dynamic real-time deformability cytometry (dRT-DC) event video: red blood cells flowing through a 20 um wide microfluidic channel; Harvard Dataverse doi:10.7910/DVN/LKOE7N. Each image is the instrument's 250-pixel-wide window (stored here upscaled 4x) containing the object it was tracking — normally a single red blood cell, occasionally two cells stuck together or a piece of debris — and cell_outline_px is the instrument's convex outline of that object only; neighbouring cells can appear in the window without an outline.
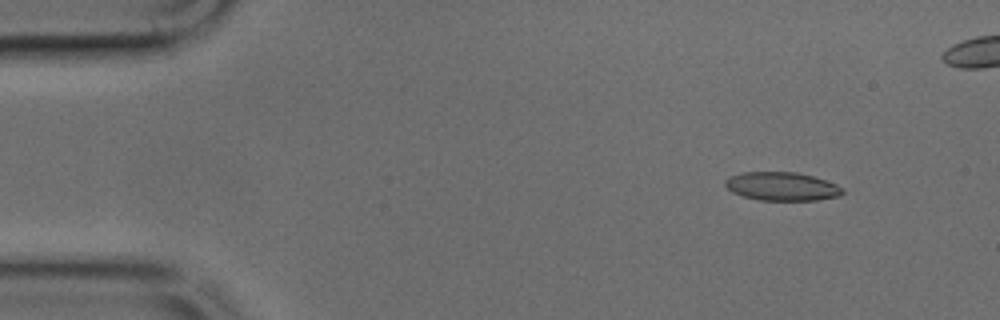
{"species": "common noctule bat (a hibernating species)", "species_latin": "Nyctalus noctula", "temperature_condition": "cold", "stored_images_in_passage": 44, "camera_frame_rate_fps": 3000, "um_per_image_px": 0.085, "animal": {"sex": "male", "body_mass_g": 17.9, "forearm_length_mm": 54.2}, "frame": {"image": 1, "passage_image": 5, "time_ms": 1.333, "image_size_px": [1000, 320], "cell_outline_px": [[844, 192], [840, 196], [816, 200], [760, 200], [744, 196], [732, 192], [724, 184], [724, 180], [728, 176], [744, 172], [796, 172], [812, 176], [836, 184], [844, 188]], "centroid_in_image_um": [66.45, 15.84], "position_along_channel_um": 18.5, "area_um2": 19.48}}
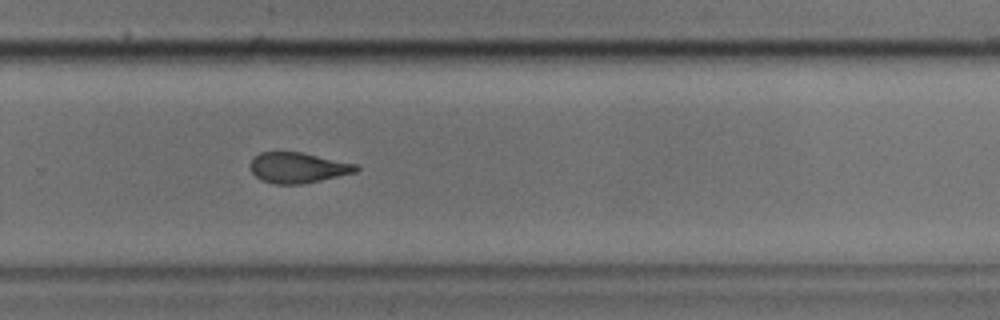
{"frame": {"image": 2, "passage_image": 32, "time_ms": 10.333, "image_size_px": [1000, 320], "cell_outline_px": [[360, 168], [356, 172], [320, 180], [300, 184], [276, 184], [260, 180], [252, 172], [248, 164], [252, 156], [260, 152], [304, 152], [356, 164]], "centroid_in_image_um": [25.27, 14.24], "position_along_channel_um": 304.5, "area_um2": 18.96}}
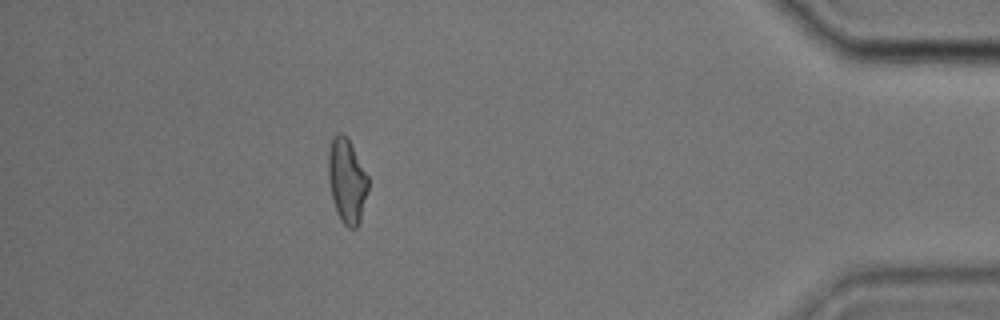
{"frame": {"image": 3, "passage_image": 43, "time_ms": 14.0, "image_size_px": [1000, 320], "cell_outline_px": [[368, 188], [360, 220], [356, 228], [348, 228], [340, 220], [336, 212], [328, 180], [328, 152], [332, 140], [336, 132], [344, 132], [368, 176]], "centroid_in_image_um": [29.47, 15.36], "position_along_channel_um": 405.7, "area_um2": 19.48}}